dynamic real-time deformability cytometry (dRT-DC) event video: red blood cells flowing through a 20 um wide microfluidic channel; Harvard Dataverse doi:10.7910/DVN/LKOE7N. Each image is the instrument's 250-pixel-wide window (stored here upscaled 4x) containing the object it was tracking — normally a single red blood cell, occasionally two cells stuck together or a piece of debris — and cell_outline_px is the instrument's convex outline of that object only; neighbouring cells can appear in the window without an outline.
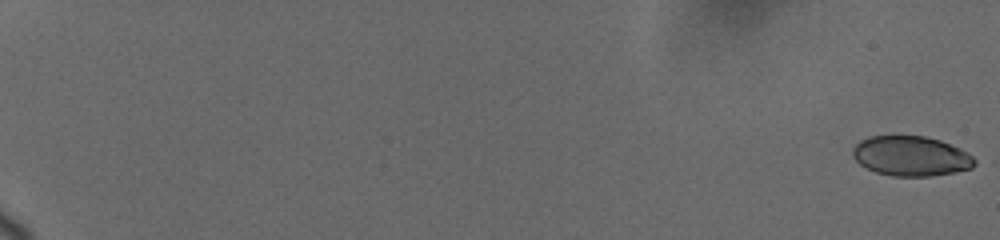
{"species": "human", "species_latin": "Homo sapiens", "temperature_condition": "cold", "stored_images_in_passage": 41, "camera_frame_rate_fps": 3000, "um_per_image_px": 0.085, "donor": {"sex": "female"}, "frame": {"image": 1, "passage_image": 1, "time_ms": 0.0, "image_size_px": [1000, 240], "cell_outline_px": [[976, 164], [972, 168], [956, 172], [932, 176], [892, 176], [876, 172], [860, 164], [852, 156], [852, 148], [860, 140], [868, 136], [924, 136], [940, 140], [960, 148], [968, 152], [976, 160]], "centroid_in_image_um": [77.44, 13.26], "position_along_channel_um": 7.6, "area_um2": 28.5}}
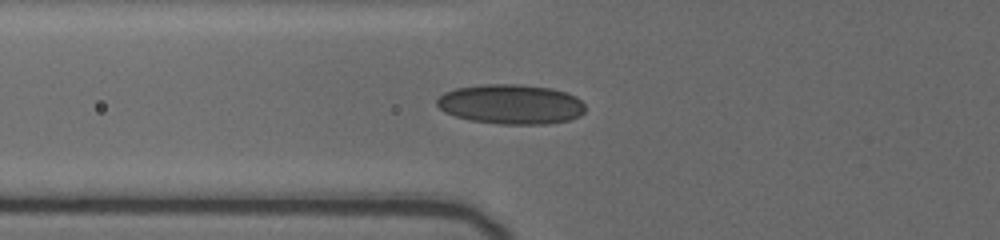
{"frame": {"image": 2, "passage_image": 34, "time_ms": 8.333, "image_size_px": [1000, 240], "cell_outline_px": [[584, 112], [580, 116], [568, 120], [548, 124], [500, 124], [468, 120], [444, 112], [436, 104], [436, 100], [444, 92], [456, 88], [484, 84], [520, 84], [552, 88], [576, 96], [584, 104]], "centroid_in_image_um": [43.42, 8.86], "position_along_channel_um": 82.4, "area_um2": 34.51}}
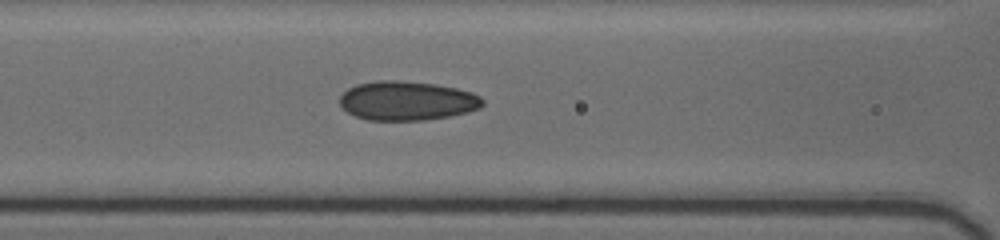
{"frame": {"image": 3, "passage_image": 39, "time_ms": 9.667, "image_size_px": [1000, 240], "cell_outline_px": [[484, 104], [480, 108], [468, 112], [448, 116], [424, 120], [368, 120], [356, 116], [340, 108], [340, 96], [348, 88], [356, 84], [376, 80], [396, 80], [436, 84], [456, 88], [472, 92], [480, 96], [484, 100]], "centroid_in_image_um": [34.59, 8.56], "position_along_channel_um": 132.0, "area_um2": 32.77}}